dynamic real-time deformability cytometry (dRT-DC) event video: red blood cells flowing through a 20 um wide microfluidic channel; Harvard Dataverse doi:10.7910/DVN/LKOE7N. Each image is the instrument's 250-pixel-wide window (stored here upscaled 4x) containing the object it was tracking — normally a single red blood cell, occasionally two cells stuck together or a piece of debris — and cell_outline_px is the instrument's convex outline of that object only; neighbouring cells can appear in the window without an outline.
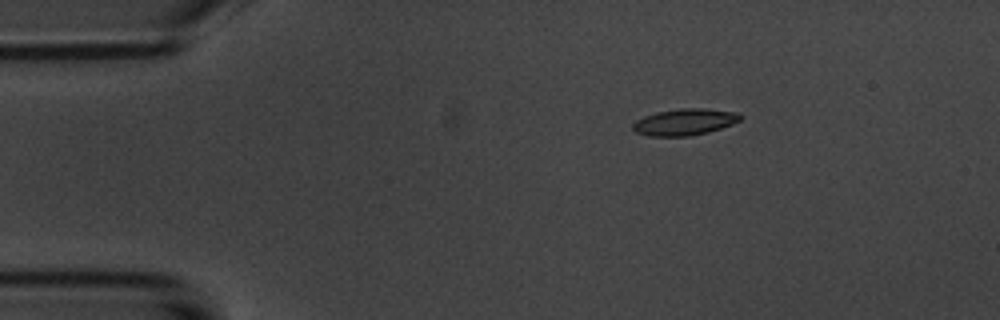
{"species": "common noctule bat (a hibernating species)", "species_latin": "Nyctalus noctula", "temperature_condition": "room temperature", "stored_images_in_passage": 3, "camera_frame_rate_fps": 3000, "um_per_image_px": 0.085, "animal": {"sex": "male", "body_mass_g": 20.1, "forearm_length_mm": 53.5}, "frame": {"image": 1, "passage_image": 1, "time_ms": 0.0, "image_size_px": [1000, 320], "cell_outline_px": [[744, 116], [740, 120], [732, 124], [708, 132], [688, 136], [652, 136], [636, 132], [632, 128], [632, 124], [636, 120], [644, 116], [656, 112], [680, 108], [704, 108], [736, 112]], "centroid_in_image_um": [58.2, 10.36], "position_along_channel_um": 26.8, "area_um2": 16.59}}
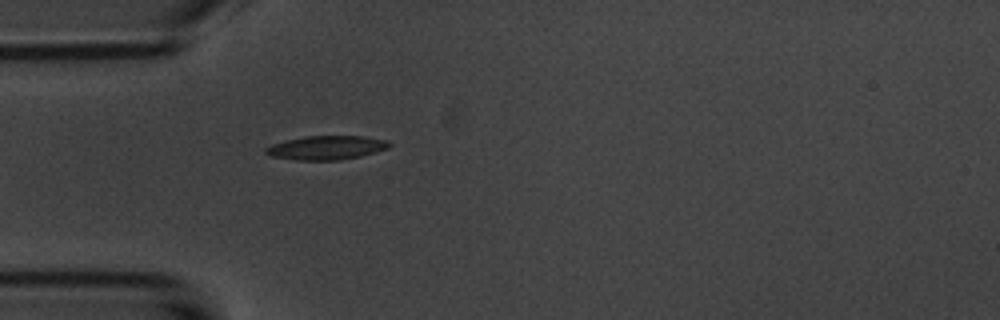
{"frame": {"image": 2, "passage_image": 3, "time_ms": 2.333, "image_size_px": [1000, 320], "cell_outline_px": [[392, 144], [388, 148], [376, 152], [360, 156], [340, 160], [296, 160], [272, 156], [264, 152], [264, 148], [272, 144], [304, 136], [364, 136], [388, 140]], "centroid_in_image_um": [27.77, 12.55], "position_along_channel_um": 57.2, "area_um2": 17.22}}